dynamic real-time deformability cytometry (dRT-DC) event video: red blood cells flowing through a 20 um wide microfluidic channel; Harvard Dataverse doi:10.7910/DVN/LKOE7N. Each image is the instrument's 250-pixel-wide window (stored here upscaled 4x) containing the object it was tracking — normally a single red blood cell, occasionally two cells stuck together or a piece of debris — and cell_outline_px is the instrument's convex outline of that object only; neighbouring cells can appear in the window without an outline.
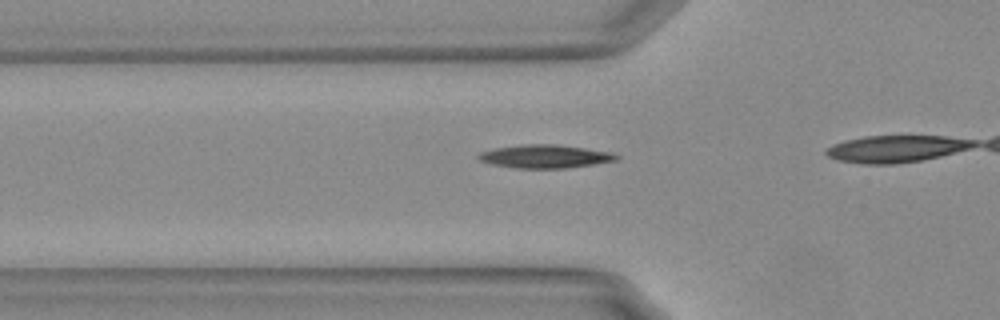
{"species": "Egyptian fruit bat (a non-hibernating species)", "species_latin": "Rousettus aegyptiacus", "temperature_condition": "warm", "stored_images_in_passage": 17, "camera_frame_rate_fps": 3000, "um_per_image_px": 0.085, "animal": {"sex": "female"}, "frame": {"image": 1, "passage_image": 6, "time_ms": 1.667, "image_size_px": [1000, 320], "cell_outline_px": [[620, 160], [564, 168], [516, 168], [492, 164], [480, 160], [476, 156], [480, 152], [496, 148], [520, 144], [556, 144], [612, 152], [620, 156]], "centroid_in_image_um": [46.34, 13.29], "position_along_channel_um": 79.5, "area_um2": 18.67}}